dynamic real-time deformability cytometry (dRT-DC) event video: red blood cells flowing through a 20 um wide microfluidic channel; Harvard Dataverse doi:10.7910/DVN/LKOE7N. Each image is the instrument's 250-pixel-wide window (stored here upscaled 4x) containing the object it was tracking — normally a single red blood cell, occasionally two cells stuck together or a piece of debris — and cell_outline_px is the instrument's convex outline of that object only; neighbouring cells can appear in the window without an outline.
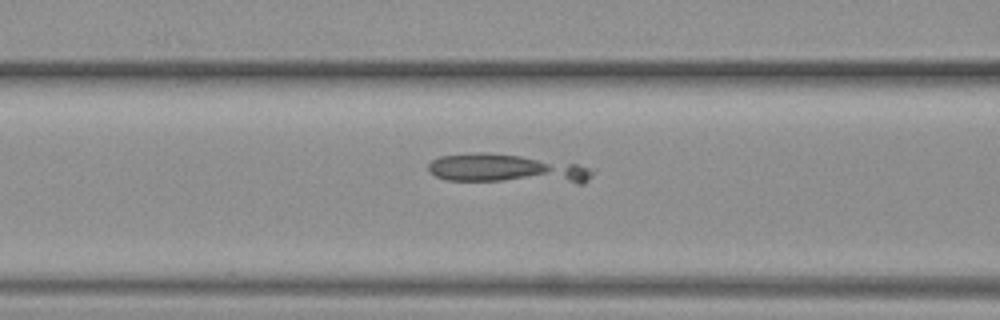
{"species": "common noctule bat (a hibernating species)", "species_latin": "Nyctalus noctula", "temperature_condition": "warm", "stored_images_in_passage": 5, "camera_frame_rate_fps": 3000, "um_per_image_px": 0.085, "animal": {"sex": "female", "body_mass_g": 19.3, "forearm_length_mm": 54.1}, "frame": {"image": 1, "passage_image": 5, "time_ms": 4.667, "image_size_px": [1000, 320], "cell_outline_px": [[596, 172], [584, 184], [576, 184], [444, 180], [428, 172], [428, 164], [432, 160], [440, 156], [476, 152], [488, 152], [520, 156], [576, 164], [596, 168]], "centroid_in_image_um": [43.15, 14.38], "position_along_channel_um": 123.4, "area_um2": 28.61}}